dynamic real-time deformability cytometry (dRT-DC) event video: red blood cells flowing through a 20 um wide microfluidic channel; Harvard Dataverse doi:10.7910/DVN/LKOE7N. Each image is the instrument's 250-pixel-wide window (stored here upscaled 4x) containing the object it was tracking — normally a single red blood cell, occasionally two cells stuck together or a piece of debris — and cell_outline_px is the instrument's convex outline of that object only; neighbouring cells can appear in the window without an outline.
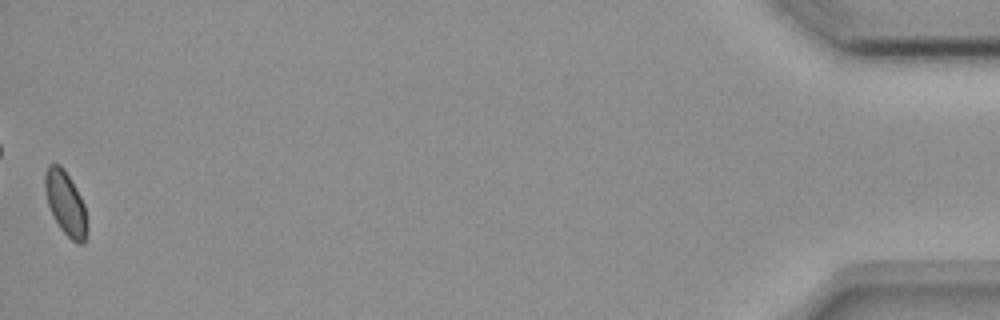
{"species": "common noctule bat (a hibernating species)", "species_latin": "Nyctalus noctula", "temperature_condition": "room temperature", "stored_images_in_passage": 54, "camera_frame_rate_fps": 3000, "um_per_image_px": 0.085, "animal": {"sex": "female", "body_mass_g": 18.4}, "frame": {"image": 1, "passage_image": 54, "time_ms": 17.667, "image_size_px": [1000, 320], "cell_outline_px": [[88, 232], [84, 244], [76, 244], [60, 228], [52, 216], [48, 204], [44, 188], [44, 172], [48, 164], [60, 164], [64, 168], [76, 188], [84, 204], [88, 228]], "centroid_in_image_um": [5.57, 17.29], "position_along_channel_um": 429.6, "area_um2": 15.95}, "authors_computed_cell_mechanics": {"area_um2": 16.184, "velocity_mm_per_s": 3.7042, "shape_relaxation_time_tau1_ms": null, "shape_relaxation_time_tau2_ms": 2.1025, "deformation_change_tau1": null, "deformation_change_tau2": 0.0435}}